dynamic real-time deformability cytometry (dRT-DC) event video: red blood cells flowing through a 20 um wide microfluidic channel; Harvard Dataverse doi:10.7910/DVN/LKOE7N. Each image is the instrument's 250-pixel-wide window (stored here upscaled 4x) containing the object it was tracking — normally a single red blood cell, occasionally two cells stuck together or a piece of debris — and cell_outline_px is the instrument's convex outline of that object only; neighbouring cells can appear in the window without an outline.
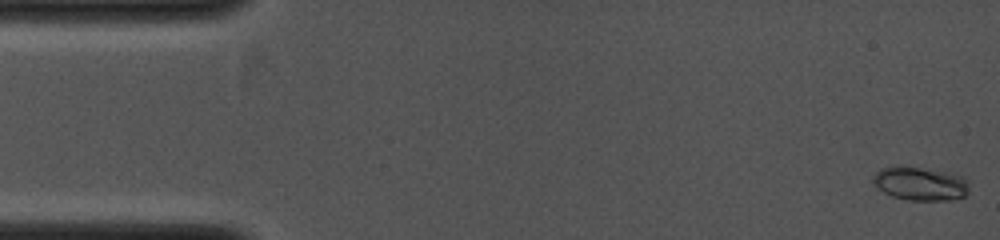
{"species": "common noctule bat (a hibernating species)", "species_latin": "Nyctalus noctula", "temperature_condition": "cold", "stored_images_in_passage": 13, "camera_frame_rate_fps": 4000, "um_per_image_px": 0.085, "animal": {"sex": "female", "body_mass_g": 19.0, "forearm_length_mm": 53.3}, "frame": {"image": 1, "passage_image": 1, "time_ms": 0.0, "image_size_px": [1000, 240], "cell_outline_px": [[968, 192], [964, 196], [952, 200], [908, 200], [892, 196], [884, 192], [872, 180], [872, 176], [880, 168], [920, 168], [956, 172], [964, 176], [968, 180]], "centroid_in_image_um": [78.31, 15.62], "position_along_channel_um": 6.7, "area_um2": 18.67}}
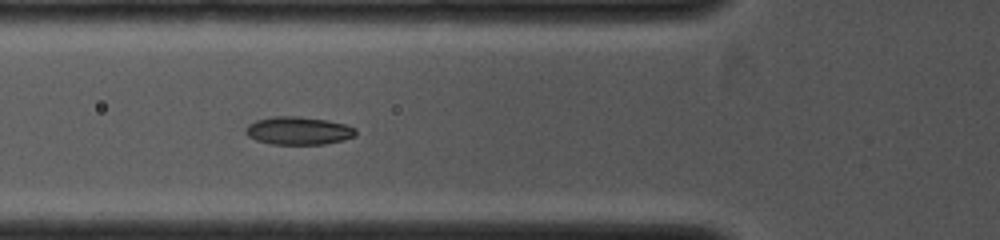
{"frame": {"image": 2, "passage_image": 10, "time_ms": 4.25, "image_size_px": [1000, 240], "cell_outline_px": [[356, 136], [344, 140], [324, 144], [272, 144], [256, 140], [248, 136], [244, 132], [244, 128], [248, 124], [256, 120], [272, 116], [300, 116], [328, 120], [348, 124], [356, 128]], "centroid_in_image_um": [25.38, 11.1], "position_along_channel_um": 100.4, "area_um2": 18.26}}
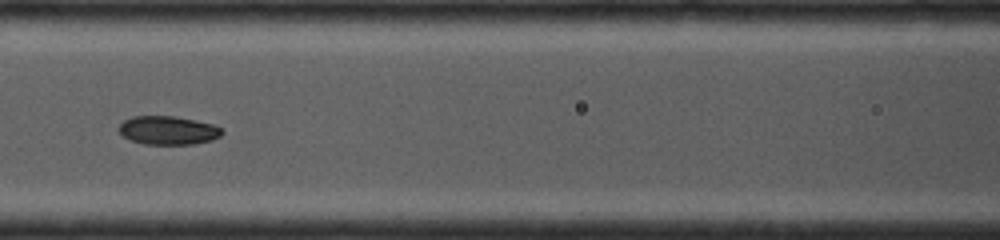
{"frame": {"image": 3, "passage_image": 12, "time_ms": 5.25, "image_size_px": [1000, 240], "cell_outline_px": [[224, 132], [220, 136], [212, 140], [192, 144], [144, 144], [132, 140], [124, 136], [116, 128], [124, 120], [132, 116], [172, 116], [196, 120], [216, 124]], "centroid_in_image_um": [14.3, 11.07], "position_along_channel_um": 152.3, "area_um2": 17.22}}